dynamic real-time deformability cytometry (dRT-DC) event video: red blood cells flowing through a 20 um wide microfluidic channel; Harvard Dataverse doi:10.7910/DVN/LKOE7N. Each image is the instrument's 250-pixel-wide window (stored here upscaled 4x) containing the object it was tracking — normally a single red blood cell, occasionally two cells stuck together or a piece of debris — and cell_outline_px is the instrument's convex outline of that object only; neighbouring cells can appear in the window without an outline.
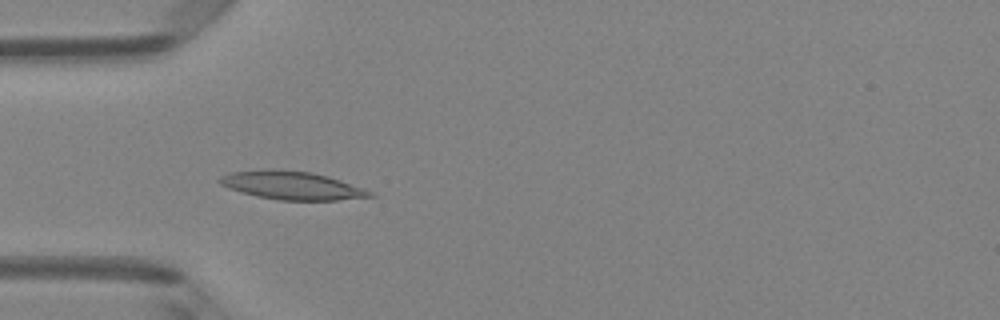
{"species": "Egyptian fruit bat (a non-hibernating species)", "species_latin": "Rousettus aegyptiacus", "temperature_condition": "room temperature", "stored_images_in_passage": 6, "camera_frame_rate_fps": 3000, "um_per_image_px": 0.085, "animal": {"sex": "female"}, "frame": {"image": 1, "passage_image": 5, "time_ms": 1.333, "image_size_px": [1000, 320], "cell_outline_px": [[376, 196], [336, 200], [280, 200], [256, 196], [240, 192], [228, 188], [220, 184], [216, 180], [220, 176], [232, 172], [272, 168], [308, 172], [328, 176], [364, 188], [372, 192]], "centroid_in_image_um": [24.77, 15.76], "position_along_channel_um": 60.2, "area_um2": 24.74}}
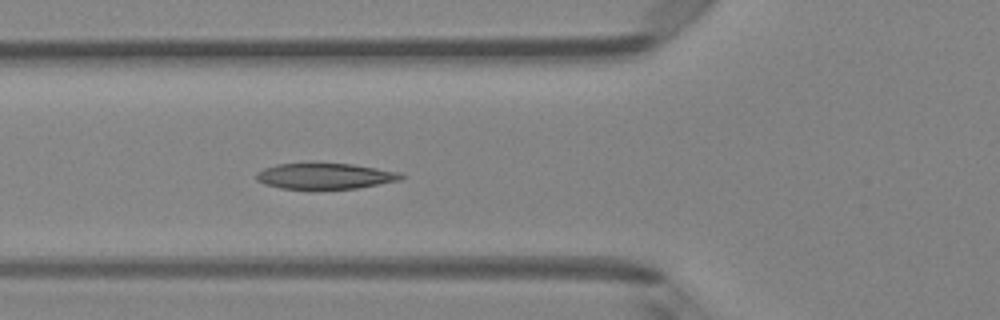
{"frame": {"image": 2, "passage_image": 6, "time_ms": 1.667, "image_size_px": [1000, 320], "cell_outline_px": [[404, 176], [400, 180], [356, 188], [280, 188], [264, 184], [256, 180], [256, 172], [264, 168], [276, 164], [312, 160], [352, 164], [400, 172]], "centroid_in_image_um": [27.55, 14.91], "position_along_channel_um": 98.2, "area_um2": 22.43}}